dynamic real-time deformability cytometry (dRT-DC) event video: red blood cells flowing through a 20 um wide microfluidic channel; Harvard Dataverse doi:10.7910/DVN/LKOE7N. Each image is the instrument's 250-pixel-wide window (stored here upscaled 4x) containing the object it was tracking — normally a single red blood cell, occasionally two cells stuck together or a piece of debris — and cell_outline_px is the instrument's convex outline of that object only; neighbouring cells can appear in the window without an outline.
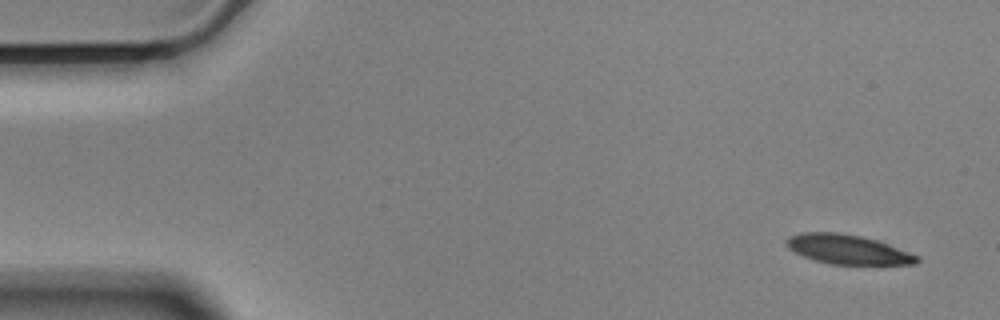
{"species": "Egyptian fruit bat (a non-hibernating species)", "species_latin": "Rousettus aegyptiacus", "temperature_condition": "cold", "stored_images_in_passage": 54, "camera_frame_rate_fps": 3000, "um_per_image_px": 0.085, "animal": {"sex": "male"}, "frame": {"image": 1, "passage_image": 1, "time_ms": 0.0, "image_size_px": [1000, 320], "cell_outline_px": [[920, 260], [916, 264], [832, 264], [816, 260], [804, 256], [788, 248], [784, 244], [784, 240], [788, 236], [800, 232], [836, 232], [860, 236], [876, 240], [888, 244], [920, 256]], "centroid_in_image_um": [72.03, 21.19], "position_along_channel_um": 13.0, "area_um2": 22.31}}
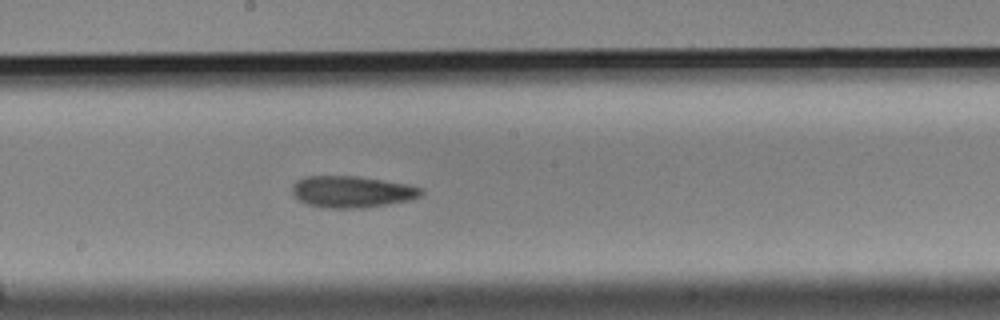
{"frame": {"image": 2, "passage_image": 28, "time_ms": 9.0, "image_size_px": [1000, 320], "cell_outline_px": [[424, 192], [420, 196], [412, 200], [364, 208], [324, 208], [308, 204], [292, 196], [292, 184], [296, 180], [304, 176], [360, 176], [412, 184], [424, 188]], "centroid_in_image_um": [29.95, 16.29], "position_along_channel_um": 218.2, "area_um2": 24.33}}
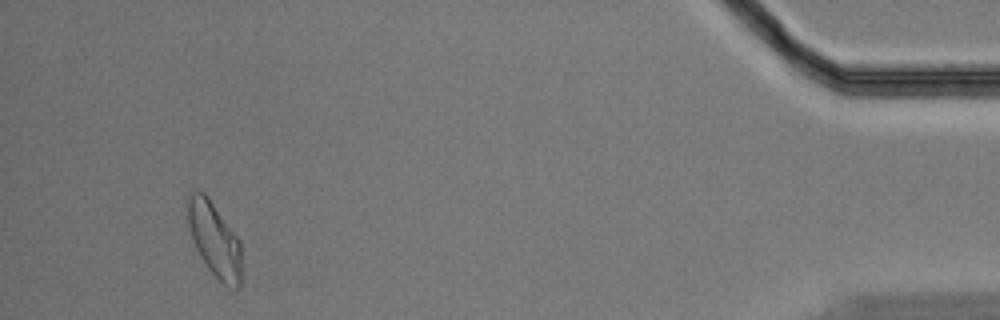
{"frame": {"image": 3, "passage_image": 51, "time_ms": 16.667, "image_size_px": [1000, 320], "cell_outline_px": [[244, 272], [240, 288], [236, 288], [224, 284], [208, 268], [200, 256], [192, 240], [188, 224], [188, 196], [192, 192], [204, 192], [208, 196], [240, 240]], "centroid_in_image_um": [18.29, 20.41], "position_along_channel_um": 416.9, "area_um2": 23.64}, "authors_computed_cell_mechanics": {"area_um2": 23.3223, "velocity_mm_per_s": 3.5232, "shape_relaxation_time_tau1_ms": 9.5389, "shape_relaxation_time_tau2_ms": null, "deformation_change_tau1": 0.1607, "deformation_change_tau2": null}}